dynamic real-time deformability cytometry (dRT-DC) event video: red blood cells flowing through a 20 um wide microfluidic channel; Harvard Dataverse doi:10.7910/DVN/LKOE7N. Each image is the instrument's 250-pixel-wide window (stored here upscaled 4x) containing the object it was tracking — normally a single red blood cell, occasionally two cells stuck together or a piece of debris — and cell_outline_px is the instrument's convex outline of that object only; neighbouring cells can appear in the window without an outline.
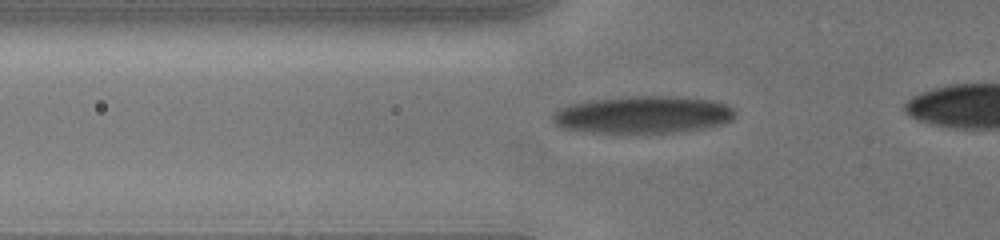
{"species": "human", "species_latin": "Homo sapiens", "temperature_condition": "cold", "stored_images_in_passage": 62, "camera_frame_rate_fps": 3000, "um_per_image_px": 0.085, "donor": {"sex": "male"}, "frame": {"image": 1, "passage_image": 11, "time_ms": 1.333, "image_size_px": [1000, 240], "cell_outline_px": [[736, 116], [732, 120], [724, 124], [704, 128], [676, 132], [628, 136], [588, 132], [560, 128], [552, 120], [552, 112], [568, 104], [592, 100], [628, 96], [676, 96], [712, 100], [728, 104], [736, 112]], "centroid_in_image_um": [54.64, 9.79], "position_along_channel_um": 71.2, "area_um2": 41.15}}
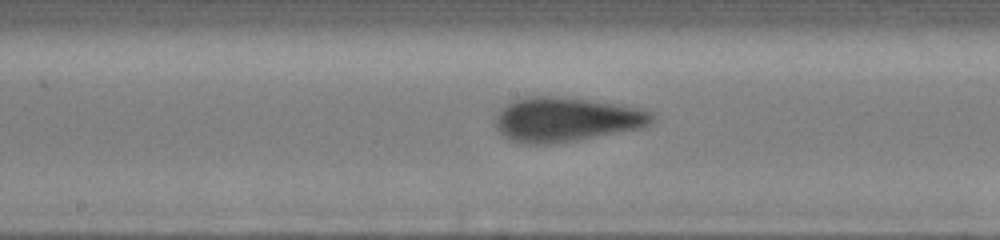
{"frame": {"image": 2, "passage_image": 34, "time_ms": 4.667, "image_size_px": [1000, 240], "cell_outline_px": [[652, 124], [644, 128], [576, 140], [548, 144], [524, 144], [512, 140], [504, 136], [496, 128], [496, 116], [508, 104], [524, 96], [548, 96], [588, 100], [616, 104], [636, 108], [652, 112]], "centroid_in_image_um": [48.13, 10.17], "position_along_channel_um": 200.1, "area_um2": 40.0}}
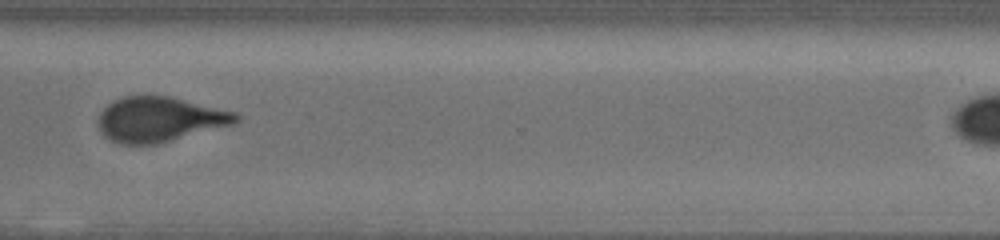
{"frame": {"image": 3, "passage_image": 61, "time_ms": 8.667, "image_size_px": [1000, 240], "cell_outline_px": [[240, 120], [232, 124], [156, 144], [120, 144], [104, 136], [100, 128], [100, 112], [112, 100], [120, 96], [168, 96], [236, 112], [240, 116]], "centroid_in_image_um": [13.55, 10.13], "position_along_channel_um": 357.1, "area_um2": 35.55}}